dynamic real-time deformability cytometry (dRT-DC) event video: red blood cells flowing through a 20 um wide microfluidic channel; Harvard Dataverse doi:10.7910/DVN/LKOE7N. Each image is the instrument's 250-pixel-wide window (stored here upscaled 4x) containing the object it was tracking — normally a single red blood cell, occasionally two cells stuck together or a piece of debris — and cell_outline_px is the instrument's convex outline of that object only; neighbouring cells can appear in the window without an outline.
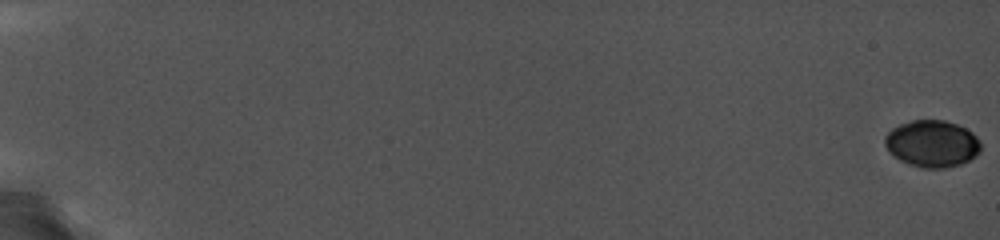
{"species": "common noctule bat (a hibernating species)", "species_latin": "Nyctalus noctula", "temperature_condition": "cold", "stored_images_in_passage": 36, "camera_frame_rate_fps": 5000, "um_per_image_px": 0.085, "animal": {"sex": "female", "body_mass_g": 19.0, "forearm_length_mm": 56.7}, "frame": {"image": 1, "passage_image": 1, "time_ms": 0.0, "image_size_px": [1000, 240], "cell_outline_px": [[980, 152], [976, 156], [960, 164], [944, 168], [920, 168], [908, 164], [900, 160], [888, 152], [884, 144], [884, 136], [892, 128], [900, 124], [912, 120], [944, 120], [956, 124], [972, 132], [980, 140]], "centroid_in_image_um": [79.2, 12.22], "position_along_channel_um": 5.8, "area_um2": 26.36}}
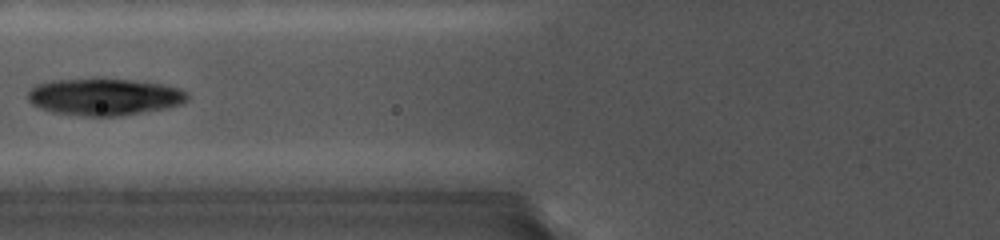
{"frame": {"image": 2, "passage_image": 21, "time_ms": 9.0, "image_size_px": [1000, 240], "cell_outline_px": [[188, 100], [180, 104], [168, 108], [120, 116], [88, 116], [52, 112], [40, 108], [32, 104], [28, 100], [28, 92], [36, 84], [52, 80], [96, 76], [160, 84], [176, 88], [188, 92]], "centroid_in_image_um": [8.83, 8.2], "position_along_channel_um": 117.0, "area_um2": 34.91}}
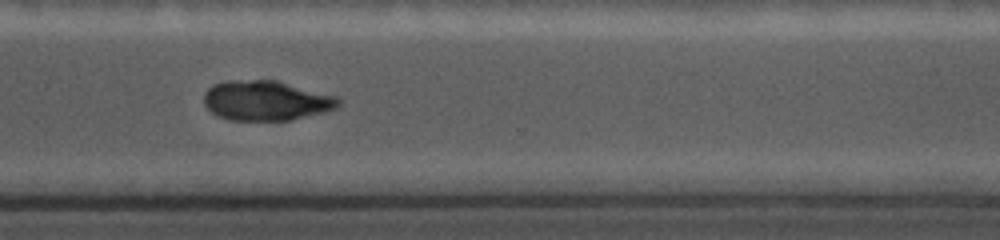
{"frame": {"image": 3, "passage_image": 34, "time_ms": 15.2, "image_size_px": [1000, 240], "cell_outline_px": [[340, 104], [336, 108], [324, 112], [292, 120], [228, 120], [212, 112], [204, 104], [204, 92], [212, 84], [228, 80], [276, 80], [336, 96], [340, 100]], "centroid_in_image_um": [22.6, 8.54], "position_along_channel_um": 348.0, "area_um2": 31.27}}